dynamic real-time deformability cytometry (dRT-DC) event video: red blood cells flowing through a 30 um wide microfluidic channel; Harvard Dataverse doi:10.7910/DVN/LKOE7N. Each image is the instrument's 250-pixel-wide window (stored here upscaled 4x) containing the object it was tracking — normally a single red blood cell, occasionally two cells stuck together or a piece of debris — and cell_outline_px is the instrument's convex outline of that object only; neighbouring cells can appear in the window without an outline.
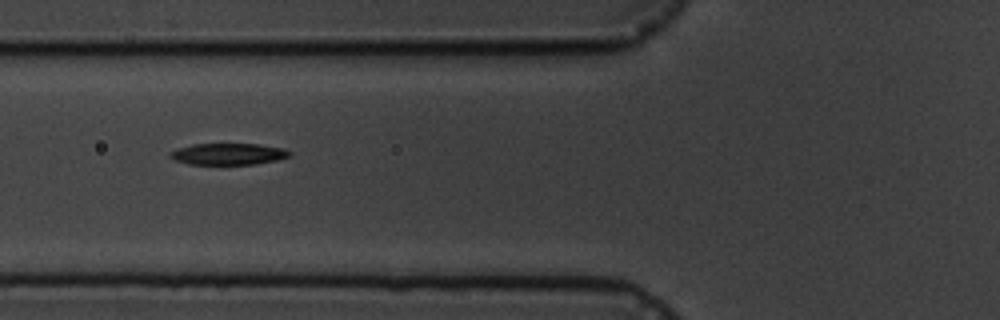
{"species": "common noctule bat (a hibernating species)", "species_latin": "Nyctalus noctula", "temperature_condition": "cold", "stored_images_in_passage": 16, "camera_frame_rate_fps": 3000, "um_per_image_px": 0.085, "animal": {"sex": "male", "body_mass_g": 19.5, "forearm_length_mm": 54.6}, "frame": {"image": 1, "passage_image": 7, "time_ms": 7.667, "image_size_px": [1000, 320], "cell_outline_px": [[292, 152], [288, 156], [276, 160], [256, 164], [188, 164], [176, 160], [168, 156], [172, 152], [180, 148], [192, 144], [260, 144], [284, 148]], "centroid_in_image_um": [19.44, 13.09], "position_along_channel_um": 106.4, "area_um2": 14.8}}
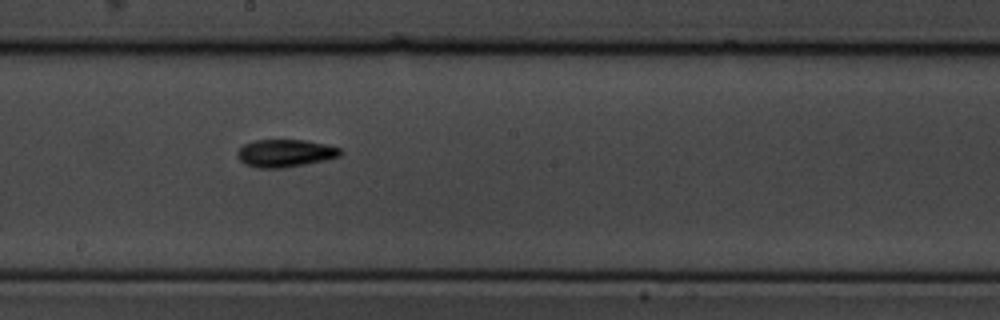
{"frame": {"image": 2, "passage_image": 10, "time_ms": 11.0, "image_size_px": [1000, 320], "cell_outline_px": [[344, 152], [340, 156], [324, 160], [284, 168], [256, 168], [244, 164], [236, 156], [236, 152], [244, 144], [252, 140], [304, 140], [324, 144], [340, 148]], "centroid_in_image_um": [24.2, 13.02], "position_along_channel_um": 224.0, "area_um2": 16.65}}
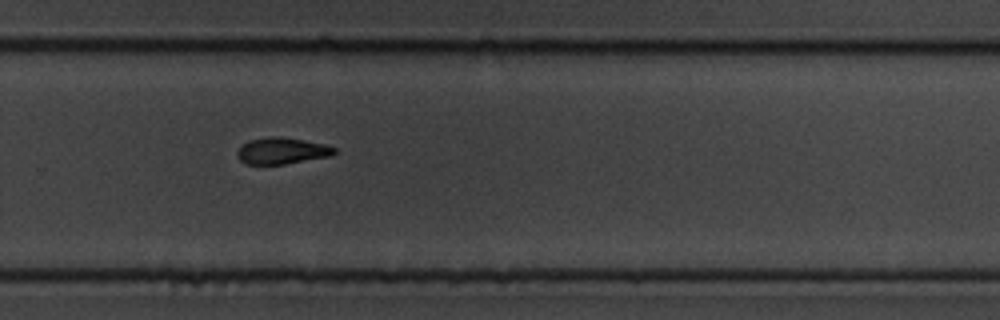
{"frame": {"image": 3, "passage_image": 12, "time_ms": 13.333, "image_size_px": [1000, 320], "cell_outline_px": [[336, 152], [332, 156], [284, 164], [248, 164], [240, 160], [236, 156], [236, 152], [248, 140], [268, 136], [280, 136], [304, 140], [324, 144], [336, 148]], "centroid_in_image_um": [23.96, 12.81], "position_along_channel_um": 305.8, "area_um2": 15.03}, "authors_computed_cell_mechanics": {"area_um2": 16.4441, "velocity_mm_per_s": 3.5295, "shape_relaxation_time_tau1_ms": 2.2909, "shape_relaxation_time_tau2_ms": 3.1049, "deformation_change_tau1": 0.1296, "deformation_change_tau2": 0.1047}}